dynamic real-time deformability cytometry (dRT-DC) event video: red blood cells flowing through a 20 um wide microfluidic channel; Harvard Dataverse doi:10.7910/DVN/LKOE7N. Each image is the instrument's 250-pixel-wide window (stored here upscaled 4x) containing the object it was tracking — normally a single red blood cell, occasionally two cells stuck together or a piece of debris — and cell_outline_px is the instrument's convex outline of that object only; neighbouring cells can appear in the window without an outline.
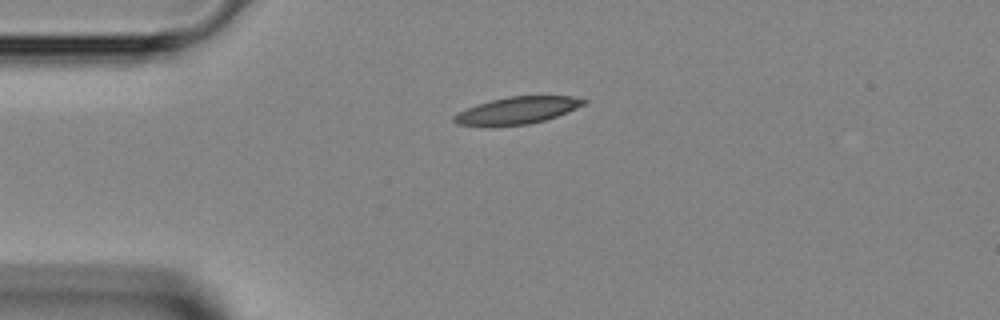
{"species": "Egyptian fruit bat (a non-hibernating species)", "species_latin": "Rousettus aegyptiacus", "temperature_condition": "room temperature", "stored_images_in_passage": 35, "camera_frame_rate_fps": 3000, "um_per_image_px": 0.085, "animal": {"sex": "female"}, "frame": {"image": 1, "passage_image": 1, "time_ms": 0.0, "image_size_px": [1000, 320], "cell_outline_px": [[588, 100], [584, 104], [576, 108], [556, 116], [544, 120], [528, 124], [456, 124], [452, 120], [452, 116], [456, 112], [476, 104], [508, 96], [572, 96]], "centroid_in_image_um": [43.96, 9.35], "position_along_channel_um": 41.0, "area_um2": 19.88}}
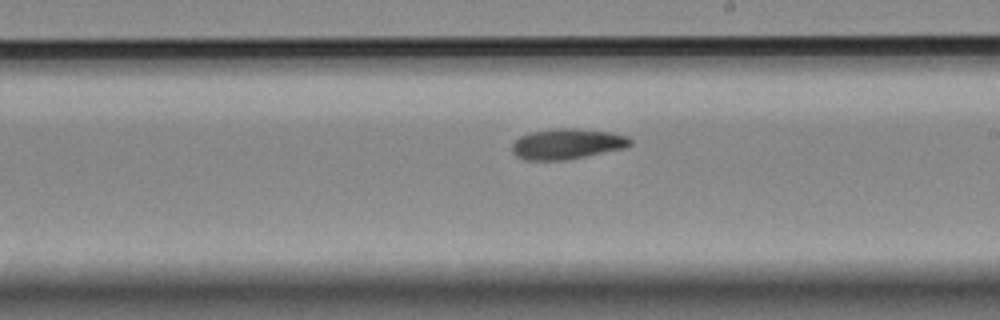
{"frame": {"image": 2, "passage_image": 16, "time_ms": 5.0, "image_size_px": [1000, 320], "cell_outline_px": [[632, 144], [628, 148], [564, 160], [524, 160], [516, 156], [512, 152], [512, 144], [520, 136], [532, 132], [556, 128], [580, 128], [608, 132], [628, 136], [632, 140]], "centroid_in_image_um": [48.23, 12.23], "position_along_channel_um": 240.8, "area_um2": 21.15}}
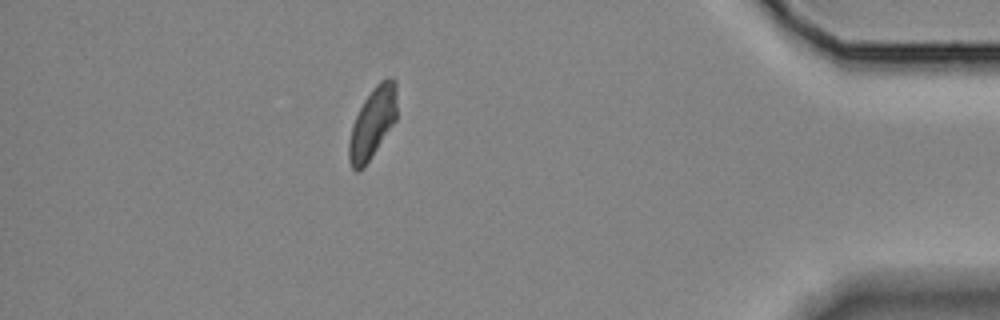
{"frame": {"image": 3, "passage_image": 30, "time_ms": 9.667, "image_size_px": [1000, 320], "cell_outline_px": [[396, 120], [364, 168], [356, 172], [352, 168], [348, 156], [348, 144], [352, 124], [364, 100], [372, 88], [380, 80], [388, 76], [392, 76], [396, 80]], "centroid_in_image_um": [31.67, 10.43], "position_along_channel_um": 403.5, "area_um2": 19.88}}